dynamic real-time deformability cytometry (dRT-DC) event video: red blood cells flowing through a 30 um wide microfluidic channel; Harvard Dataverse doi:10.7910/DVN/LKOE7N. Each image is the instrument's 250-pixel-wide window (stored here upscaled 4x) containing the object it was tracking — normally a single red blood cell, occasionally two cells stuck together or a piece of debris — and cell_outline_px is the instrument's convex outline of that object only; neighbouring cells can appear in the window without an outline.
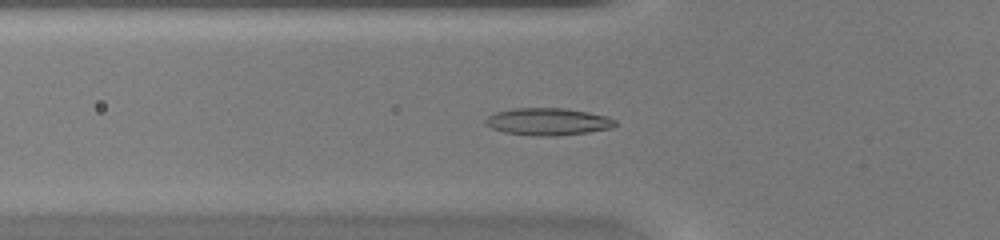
{"species": "common noctule bat (a hibernating species)", "species_latin": "Nyctalus noctula", "temperature_condition": "warm", "stored_images_in_passage": 46, "camera_frame_rate_fps": 3000, "um_per_image_px": 0.085, "animal": {"sex": "female", "body_mass_g": 20.0, "forearm_length_mm": 54.0}, "frame": {"image": 1, "passage_image": 17, "time_ms": 5.333, "image_size_px": [1000, 240], "cell_outline_px": [[616, 124], [612, 128], [588, 132], [556, 136], [536, 136], [504, 132], [492, 128], [484, 124], [484, 120], [488, 116], [496, 112], [512, 108], [564, 108], [588, 112], [604, 116], [616, 120]], "centroid_in_image_um": [46.54, 10.34], "position_along_channel_um": 79.3, "area_um2": 20.58}}
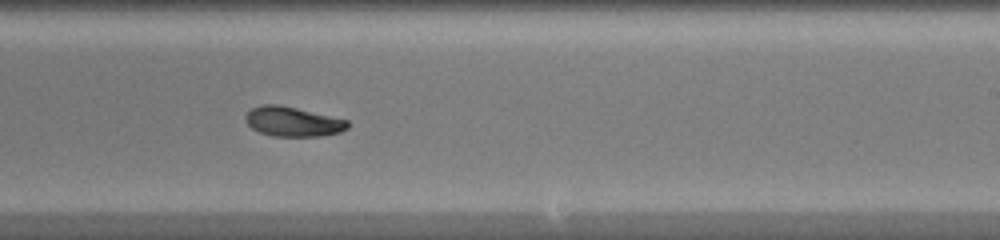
{"frame": {"image": 2, "passage_image": 29, "time_ms": 9.333, "image_size_px": [1000, 240], "cell_outline_px": [[348, 128], [340, 132], [320, 136], [272, 136], [260, 132], [252, 128], [244, 120], [244, 116], [252, 108], [264, 104], [280, 104], [348, 120]], "centroid_in_image_um": [24.87, 10.33], "position_along_channel_um": 264.1, "area_um2": 17.63}}
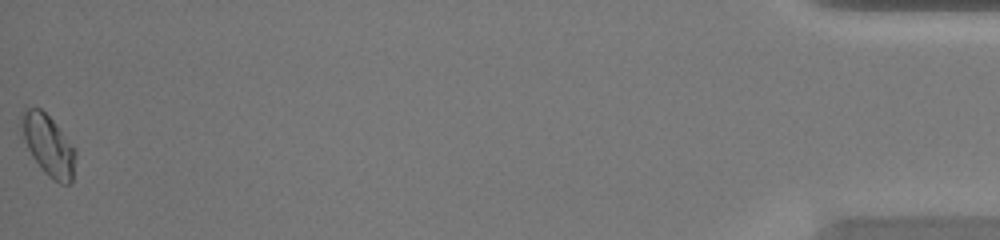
{"frame": {"image": 3, "passage_image": 46, "time_ms": 15.0, "image_size_px": [1000, 240], "cell_outline_px": [[76, 156], [72, 184], [60, 184], [48, 176], [44, 172], [32, 156], [28, 148], [24, 136], [20, 120], [20, 112], [24, 108], [40, 108], [56, 124], [76, 148]], "centroid_in_image_um": [4.14, 12.36], "position_along_channel_um": 431.1, "area_um2": 19.19}}